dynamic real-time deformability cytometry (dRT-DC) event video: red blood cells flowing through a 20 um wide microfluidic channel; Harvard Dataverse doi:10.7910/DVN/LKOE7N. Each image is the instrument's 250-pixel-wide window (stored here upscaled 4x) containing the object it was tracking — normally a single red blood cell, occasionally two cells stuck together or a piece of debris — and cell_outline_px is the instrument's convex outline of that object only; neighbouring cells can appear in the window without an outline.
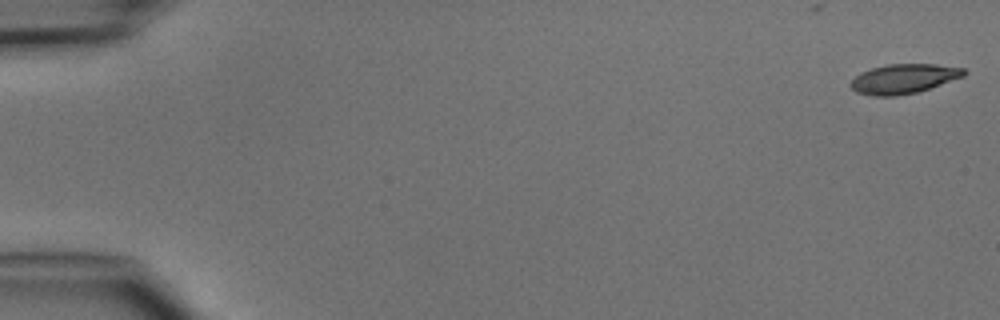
{"species": "common noctule bat (a hibernating species)", "species_latin": "Nyctalus noctula", "temperature_condition": "cold", "stored_images_in_passage": 5, "camera_frame_rate_fps": 3000, "um_per_image_px": 0.085, "animal": {"sex": "male", "body_mass_g": 15.6}, "frame": {"image": 1, "passage_image": 1, "time_ms": 0.0, "image_size_px": [1000, 320], "cell_outline_px": [[968, 72], [964, 76], [916, 92], [896, 96], [872, 96], [856, 92], [848, 84], [860, 72], [872, 68], [888, 64], [936, 64], [964, 68]], "centroid_in_image_um": [76.79, 6.69], "position_along_channel_um": 8.2, "area_um2": 19.42}}
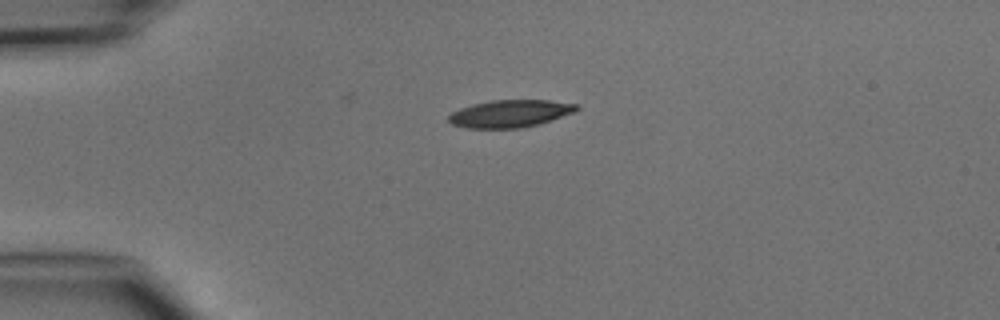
{"frame": {"image": 2, "passage_image": 4, "time_ms": 3.667, "image_size_px": [1000, 320], "cell_outline_px": [[580, 108], [576, 112], [540, 124], [524, 128], [464, 128], [452, 124], [448, 120], [448, 116], [452, 112], [460, 108], [472, 104], [492, 100], [548, 100], [580, 104]], "centroid_in_image_um": [43.4, 9.66], "position_along_channel_um": 41.6, "area_um2": 20.75}}